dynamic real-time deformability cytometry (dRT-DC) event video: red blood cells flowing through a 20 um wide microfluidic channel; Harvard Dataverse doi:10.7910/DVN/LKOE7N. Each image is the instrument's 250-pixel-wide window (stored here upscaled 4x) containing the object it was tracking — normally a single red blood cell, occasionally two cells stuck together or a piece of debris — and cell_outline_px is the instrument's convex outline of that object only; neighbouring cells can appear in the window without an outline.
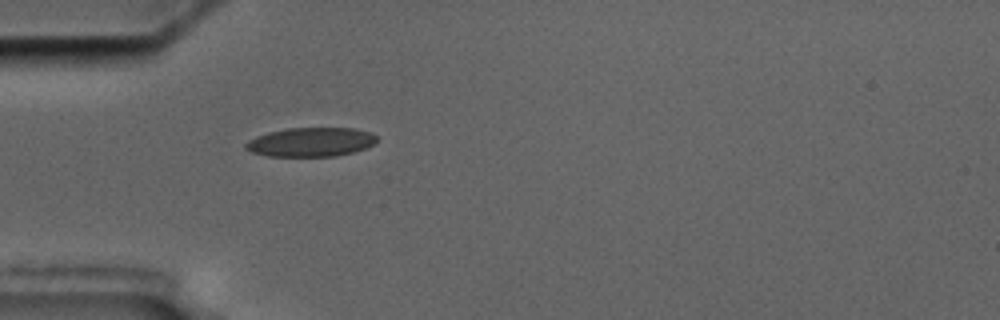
{"species": "common noctule bat (a hibernating species)", "species_latin": "Nyctalus noctula", "temperature_condition": "cold", "stored_images_in_passage": 1, "camera_frame_rate_fps": 3000, "um_per_image_px": 0.085, "animal": {"sex": "male", "body_mass_g": 17.5, "forearm_length_mm": 52.3}, "frame": {"image": 1, "passage_image": 1, "time_ms": 0.0, "image_size_px": [1000, 320], "cell_outline_px": [[376, 144], [368, 148], [336, 156], [268, 156], [252, 152], [244, 148], [244, 144], [248, 140], [256, 136], [268, 132], [288, 128], [356, 128], [372, 132], [376, 136]], "centroid_in_image_um": [26.44, 12.07], "position_along_channel_um": 58.6, "area_um2": 22.43}}